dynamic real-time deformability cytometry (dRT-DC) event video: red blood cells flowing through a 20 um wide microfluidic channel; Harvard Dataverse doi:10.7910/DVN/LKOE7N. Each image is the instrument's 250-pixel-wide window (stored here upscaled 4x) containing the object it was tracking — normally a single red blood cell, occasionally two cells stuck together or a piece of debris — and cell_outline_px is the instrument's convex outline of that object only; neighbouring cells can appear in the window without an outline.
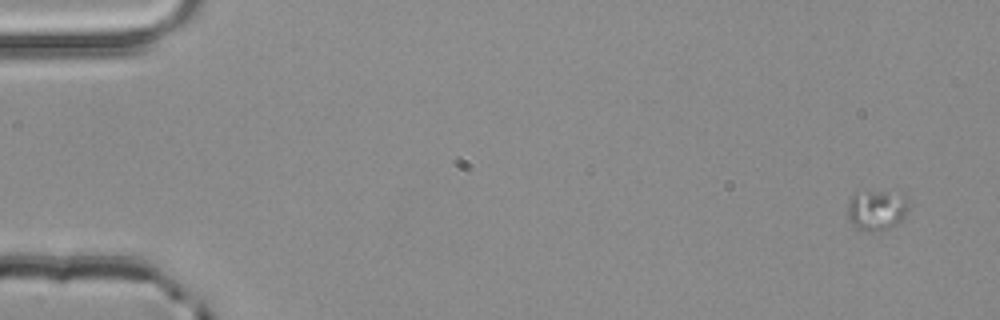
{"species": "common noctule bat (a hibernating species)", "species_latin": "Nyctalus noctula", "temperature_condition": "room temperature", "stored_images_in_passage": 4, "camera_frame_rate_fps": 3000, "um_per_image_px": 0.085, "animal": {"sex": "male", "body_mass_g": 20.4}, "frame": {"image": 1, "passage_image": 1, "time_ms": 0.0, "image_size_px": [1000, 320], "cell_outline_px": [[912, 200], [904, 220], [888, 228], [876, 232], [872, 232], [856, 228], [848, 220], [848, 204], [852, 196], [856, 192], [884, 192], [908, 196]], "centroid_in_image_um": [74.57, 17.87], "position_along_channel_um": 10.4, "area_um2": 14.62}}